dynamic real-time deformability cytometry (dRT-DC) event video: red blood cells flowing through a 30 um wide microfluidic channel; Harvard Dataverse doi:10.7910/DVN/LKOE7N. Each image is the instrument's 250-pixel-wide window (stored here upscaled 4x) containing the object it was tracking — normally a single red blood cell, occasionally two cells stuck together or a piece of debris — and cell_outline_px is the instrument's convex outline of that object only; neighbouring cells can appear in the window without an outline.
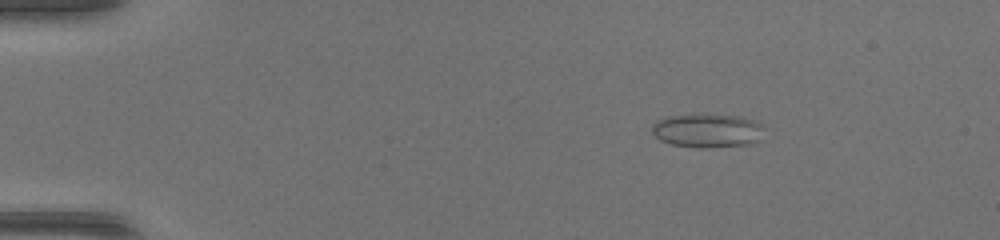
{"species": "common noctule bat (a hibernating species)", "species_latin": "Nyctalus noctula", "temperature_condition": "warm", "stored_images_in_passage": 49, "camera_frame_rate_fps": 3000, "um_per_image_px": 0.085, "animal": {"sex": "female", "body_mass_g": 17.0, "forearm_length_mm": 48.0}, "frame": {"image": 1, "passage_image": 7, "time_ms": 2.0, "image_size_px": [1000, 240], "cell_outline_px": [[764, 128], [760, 140], [752, 144], [708, 148], [696, 148], [672, 144], [660, 140], [652, 132], [652, 124], [656, 120], [664, 116], [744, 116], [764, 124]], "centroid_in_image_um": [60.17, 11.13], "position_along_channel_um": 24.8, "area_um2": 22.08}}
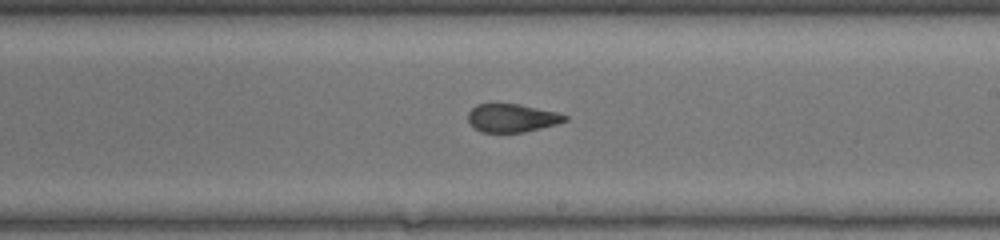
{"frame": {"image": 2, "passage_image": 29, "time_ms": 9.333, "image_size_px": [1000, 240], "cell_outline_px": [[568, 120], [556, 124], [524, 132], [480, 132], [472, 128], [468, 120], [468, 112], [476, 104], [520, 104], [556, 112], [568, 116]], "centroid_in_image_um": [43.49, 10.03], "position_along_channel_um": 245.5, "area_um2": 15.95}}
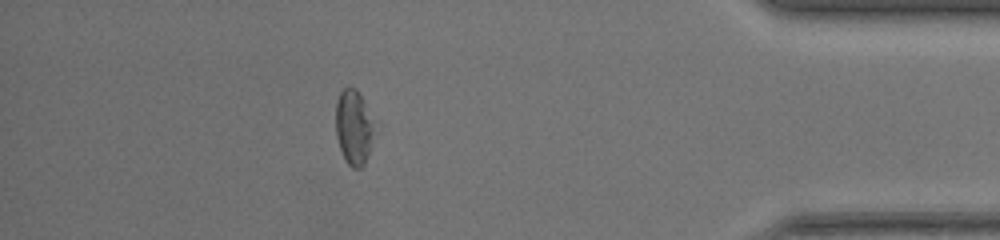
{"frame": {"image": 3, "passage_image": 43, "time_ms": 14.0, "image_size_px": [1000, 240], "cell_outline_px": [[372, 132], [368, 152], [364, 164], [360, 168], [352, 168], [344, 160], [336, 136], [336, 100], [340, 92], [348, 84], [356, 88], [364, 104], [372, 124]], "centroid_in_image_um": [29.99, 10.8], "position_along_channel_um": 405.2, "area_um2": 16.24}}